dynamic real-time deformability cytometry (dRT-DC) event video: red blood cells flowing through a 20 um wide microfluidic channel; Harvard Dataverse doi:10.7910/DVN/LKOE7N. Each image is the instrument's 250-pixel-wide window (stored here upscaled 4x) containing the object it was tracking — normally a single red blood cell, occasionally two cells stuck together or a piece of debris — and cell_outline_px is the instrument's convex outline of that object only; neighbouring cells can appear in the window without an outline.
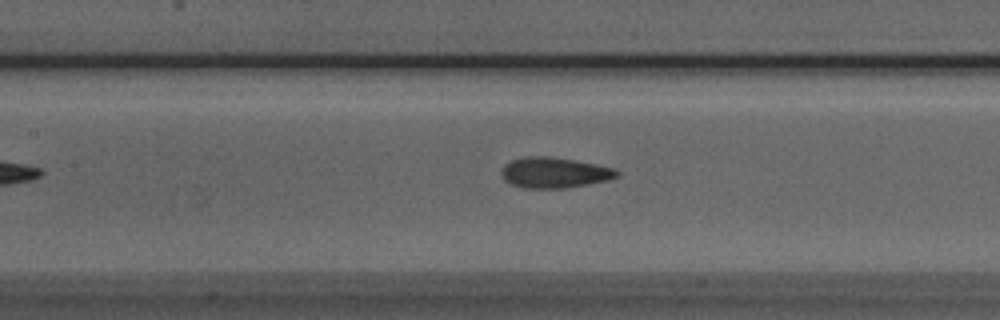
{"species": "Egyptian fruit bat (a non-hibernating species)", "species_latin": "Rousettus aegyptiacus", "temperature_condition": "room temperature", "stored_images_in_passage": 32, "camera_frame_rate_fps": 3000, "um_per_image_px": 0.085, "animal": {"sex": "male"}, "frame": {"image": 1, "passage_image": 14, "time_ms": 4.333, "image_size_px": [1000, 320], "cell_outline_px": [[620, 176], [608, 180], [588, 184], [564, 188], [524, 188], [508, 184], [504, 180], [500, 172], [504, 164], [512, 160], [528, 156], [548, 156], [596, 164], [616, 168], [620, 172]], "centroid_in_image_um": [47.12, 14.68], "position_along_channel_um": 160.3, "area_um2": 20.75}}
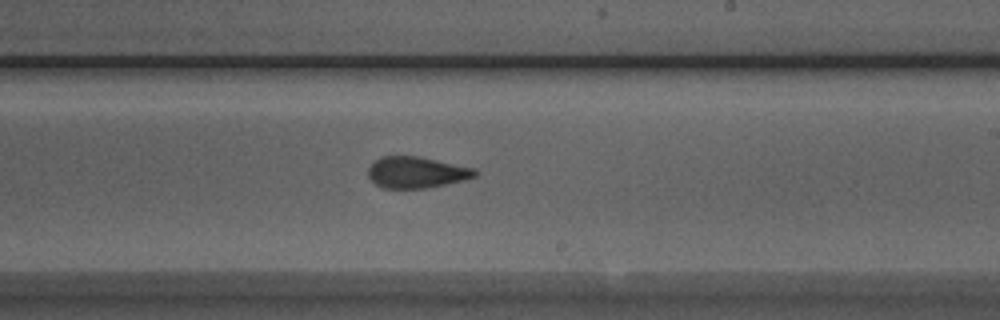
{"frame": {"image": 2, "passage_image": 21, "time_ms": 6.667, "image_size_px": [1000, 320], "cell_outline_px": [[480, 172], [476, 176], [464, 180], [424, 188], [380, 188], [368, 176], [368, 168], [380, 156], [420, 156], [476, 168]], "centroid_in_image_um": [35.43, 14.64], "position_along_channel_um": 253.6, "area_um2": 19.59}}
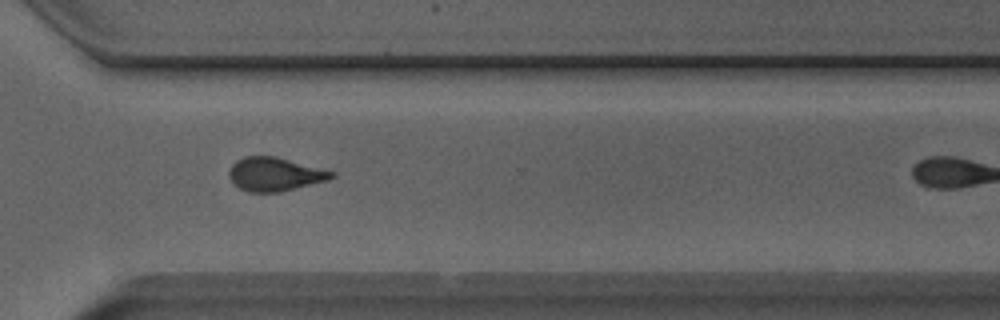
{"frame": {"image": 3, "passage_image": 28, "time_ms": 9.0, "image_size_px": [1000, 320], "cell_outline_px": [[336, 176], [328, 180], [280, 192], [248, 192], [240, 188], [228, 176], [228, 172], [232, 164], [236, 160], [244, 156], [272, 156], [336, 172]], "centroid_in_image_um": [23.35, 14.81], "position_along_channel_um": 347.3, "area_um2": 19.88}}